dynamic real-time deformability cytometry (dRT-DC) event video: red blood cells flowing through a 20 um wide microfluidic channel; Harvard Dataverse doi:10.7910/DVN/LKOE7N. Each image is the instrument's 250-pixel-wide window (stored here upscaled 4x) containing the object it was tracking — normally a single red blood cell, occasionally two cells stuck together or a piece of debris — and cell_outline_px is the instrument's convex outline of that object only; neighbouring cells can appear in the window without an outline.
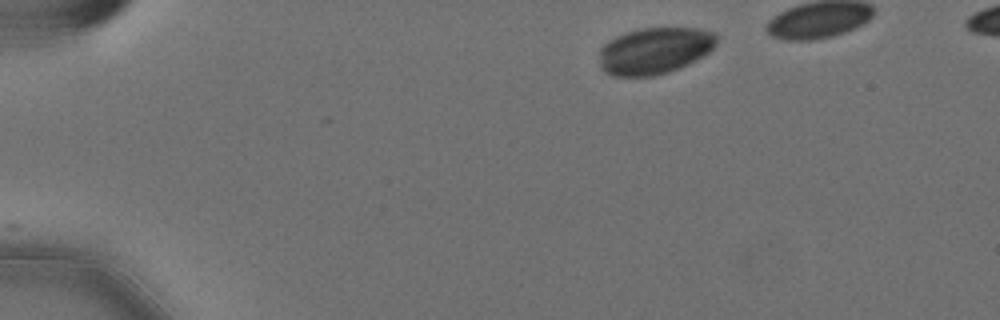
{"species": "Egyptian fruit bat (a non-hibernating species)", "species_latin": "Rousettus aegyptiacus", "temperature_condition": "cold", "stored_images_in_passage": 20, "camera_frame_rate_fps": 3000, "um_per_image_px": 0.085, "animal": {"sex": "female"}, "frame": {"image": 1, "passage_image": 1, "time_ms": 0.0, "image_size_px": [1000, 320], "cell_outline_px": [[716, 44], [704, 56], [696, 60], [668, 72], [652, 76], [612, 76], [604, 72], [600, 68], [600, 48], [608, 40], [616, 36], [640, 28], [696, 28], [716, 32]], "centroid_in_image_um": [55.62, 4.31], "position_along_channel_um": 29.4, "area_um2": 31.91}}
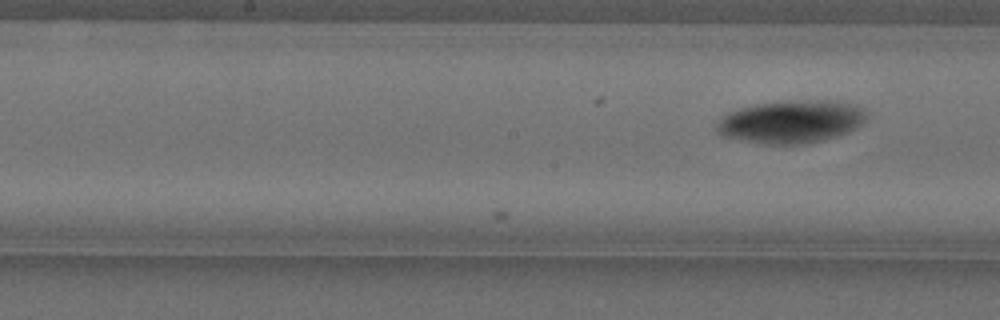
{"frame": {"image": 2, "passage_image": 20, "time_ms": 6.333, "image_size_px": [1000, 320], "cell_outline_px": [[868, 116], [856, 128], [848, 132], [836, 136], [804, 144], [764, 144], [720, 136], [716, 132], [716, 124], [728, 112], [740, 108], [756, 104], [796, 100], [836, 100], [856, 104], [864, 108], [868, 112]], "centroid_in_image_um": [67.27, 10.33], "position_along_channel_um": 180.9, "area_um2": 37.63}}